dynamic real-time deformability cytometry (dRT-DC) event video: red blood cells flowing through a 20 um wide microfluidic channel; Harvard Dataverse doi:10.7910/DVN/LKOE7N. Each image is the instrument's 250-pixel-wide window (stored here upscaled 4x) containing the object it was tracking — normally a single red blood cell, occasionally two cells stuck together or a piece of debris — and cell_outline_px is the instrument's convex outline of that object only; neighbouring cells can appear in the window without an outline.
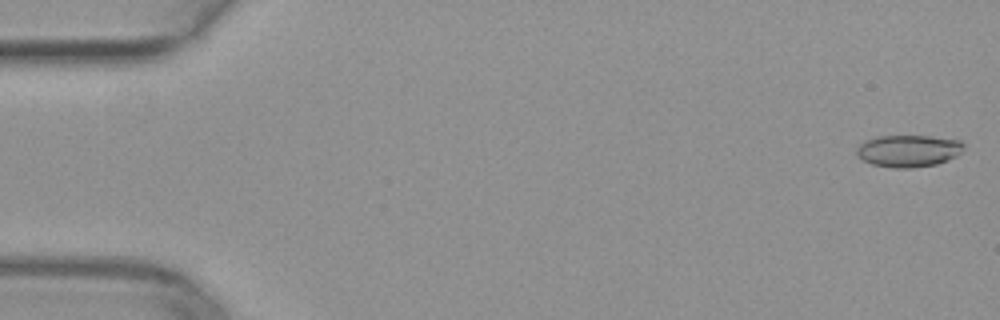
{"species": "common noctule bat (a hibernating species)", "species_latin": "Nyctalus noctula", "temperature_condition": "warm", "stored_images_in_passage": 46, "camera_frame_rate_fps": 3000, "um_per_image_px": 0.085, "animal": {"sex": "female", "body_mass_g": 29.2, "forearm_length_mm": 56.3}, "frame": {"image": 1, "passage_image": 1, "time_ms": 0.0, "image_size_px": [1000, 320], "cell_outline_px": [[964, 148], [956, 156], [948, 160], [936, 164], [912, 168], [892, 168], [872, 164], [864, 160], [856, 152], [856, 148], [864, 140], [876, 136], [928, 136], [960, 140], [964, 144]], "centroid_in_image_um": [77.21, 12.82], "position_along_channel_um": 7.8, "area_um2": 20.0}}
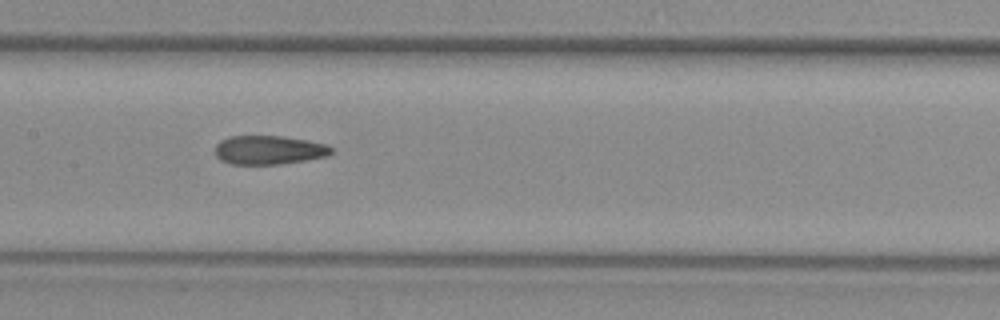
{"frame": {"image": 2, "passage_image": 25, "time_ms": 8.0, "image_size_px": [1000, 320], "cell_outline_px": [[332, 152], [328, 156], [280, 164], [232, 164], [220, 160], [216, 156], [216, 144], [220, 140], [232, 136], [280, 136], [304, 140], [324, 144], [332, 148]], "centroid_in_image_um": [22.82, 12.75], "position_along_channel_um": 184.6, "area_um2": 19.31}}
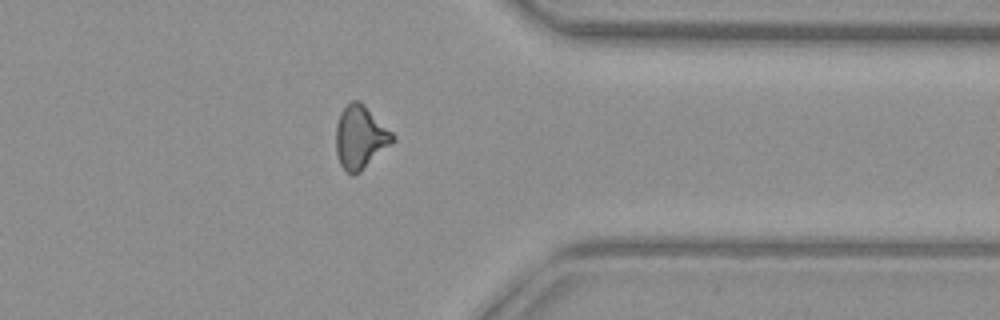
{"frame": {"image": 3, "passage_image": 40, "time_ms": 13.0, "image_size_px": [1000, 320], "cell_outline_px": [[396, 140], [360, 172], [352, 176], [340, 164], [336, 152], [336, 124], [340, 112], [352, 100], [360, 100], [396, 136]], "centroid_in_image_um": [30.63, 11.66], "position_along_channel_um": 380.8, "area_um2": 20.87}}